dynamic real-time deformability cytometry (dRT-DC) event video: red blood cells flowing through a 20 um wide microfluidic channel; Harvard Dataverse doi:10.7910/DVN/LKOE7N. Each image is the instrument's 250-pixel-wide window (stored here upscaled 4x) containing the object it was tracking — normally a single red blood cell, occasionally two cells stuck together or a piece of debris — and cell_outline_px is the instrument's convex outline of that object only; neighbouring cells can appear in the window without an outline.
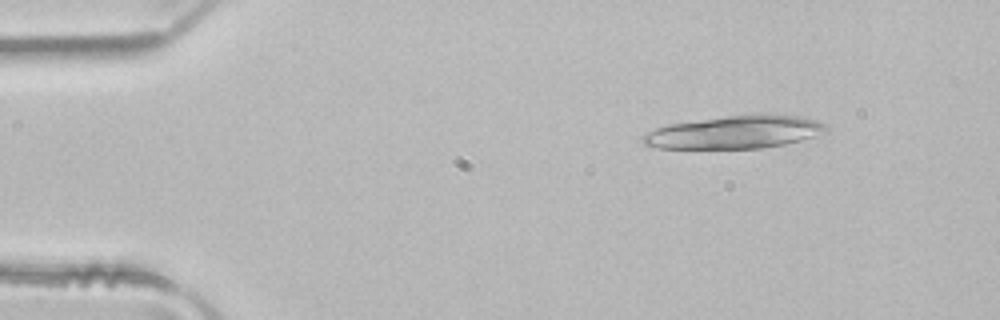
{"species": "common noctule bat (a hibernating species)", "species_latin": "Nyctalus noctula", "temperature_condition": "room temperature", "stored_images_in_passage": 5, "camera_frame_rate_fps": 3000, "um_per_image_px": 0.085, "animal": {"sex": "male", "body_mass_g": 21.5, "forearm_length_mm": 52.0}, "frame": {"image": 1, "passage_image": 2, "time_ms": 0.333, "image_size_px": [1000, 320], "cell_outline_px": [[828, 132], [800, 140], [784, 144], [764, 148], [656, 148], [644, 144], [640, 136], [644, 132], [668, 124], [728, 116], [800, 116], [820, 120], [828, 124]], "centroid_in_image_um": [62.45, 11.25], "position_along_channel_um": 22.6, "area_um2": 34.68}}
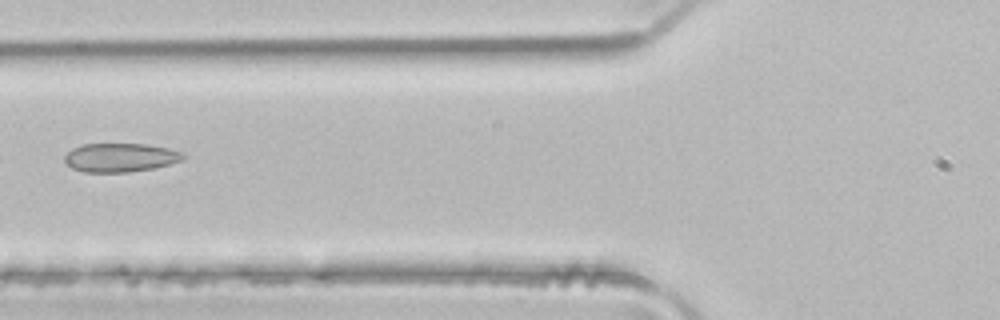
{"frame": {"image": 2, "passage_image": 5, "time_ms": 1.333, "image_size_px": [1000, 320], "cell_outline_px": [[188, 156], [184, 160], [152, 168], [128, 172], [84, 172], [72, 168], [64, 160], [64, 156], [72, 148], [80, 144], [148, 144], [168, 148], [184, 152]], "centroid_in_image_um": [10.25, 13.38], "position_along_channel_um": 115.5, "area_um2": 20.0}}